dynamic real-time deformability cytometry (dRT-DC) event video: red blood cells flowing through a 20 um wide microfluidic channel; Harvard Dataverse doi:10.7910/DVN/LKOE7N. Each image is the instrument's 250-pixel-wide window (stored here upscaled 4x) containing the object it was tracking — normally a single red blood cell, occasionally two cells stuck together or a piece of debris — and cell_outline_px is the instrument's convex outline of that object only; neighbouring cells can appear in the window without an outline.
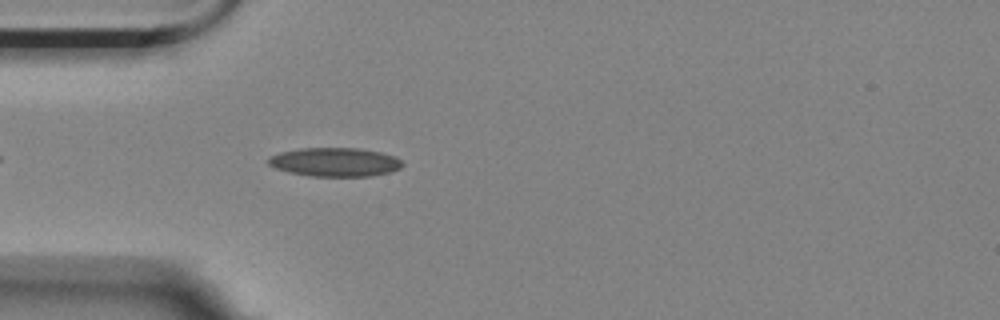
{"species": "Egyptian fruit bat (a non-hibernating species)", "species_latin": "Rousettus aegyptiacus", "temperature_condition": "room temperature", "stored_images_in_passage": 5, "camera_frame_rate_fps": 3000, "um_per_image_px": 0.085, "animal": {"sex": "female"}, "frame": {"image": 1, "passage_image": 5, "time_ms": 1.333, "image_size_px": [1000, 320], "cell_outline_px": [[404, 164], [400, 168], [392, 172], [372, 176], [312, 176], [288, 172], [276, 168], [268, 164], [268, 156], [280, 152], [300, 148], [360, 148], [380, 152], [396, 156]], "centroid_in_image_um": [28.48, 13.77], "position_along_channel_um": 56.5, "area_um2": 22.66}}